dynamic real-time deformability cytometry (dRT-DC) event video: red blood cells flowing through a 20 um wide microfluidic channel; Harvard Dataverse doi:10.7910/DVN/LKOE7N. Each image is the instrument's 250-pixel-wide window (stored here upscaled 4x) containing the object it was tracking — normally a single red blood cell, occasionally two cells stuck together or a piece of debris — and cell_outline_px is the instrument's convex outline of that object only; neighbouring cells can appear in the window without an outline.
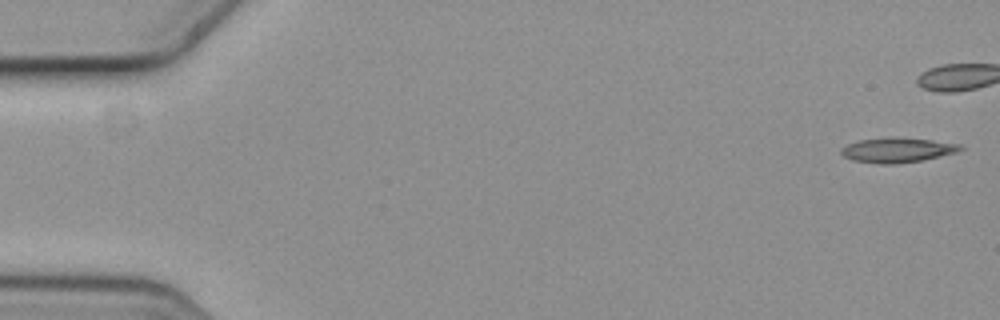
{"species": "common noctule bat (a hibernating species)", "species_latin": "Nyctalus noctula", "temperature_condition": "cold", "stored_images_in_passage": 6, "camera_frame_rate_fps": 3000, "um_per_image_px": 0.085, "animal": {"sex": "female", "body_mass_g": 19.3, "forearm_length_mm": 54.1}, "frame": {"image": 1, "passage_image": 6, "time_ms": 1.667, "image_size_px": [1000, 320], "cell_outline_px": [[964, 148], [956, 152], [940, 156], [920, 160], [896, 164], [880, 164], [852, 160], [844, 156], [840, 152], [840, 148], [848, 144], [860, 140], [888, 136], [892, 136], [932, 140], [964, 144]], "centroid_in_image_um": [76.28, 12.74], "position_along_channel_um": 8.7, "area_um2": 17.4}}